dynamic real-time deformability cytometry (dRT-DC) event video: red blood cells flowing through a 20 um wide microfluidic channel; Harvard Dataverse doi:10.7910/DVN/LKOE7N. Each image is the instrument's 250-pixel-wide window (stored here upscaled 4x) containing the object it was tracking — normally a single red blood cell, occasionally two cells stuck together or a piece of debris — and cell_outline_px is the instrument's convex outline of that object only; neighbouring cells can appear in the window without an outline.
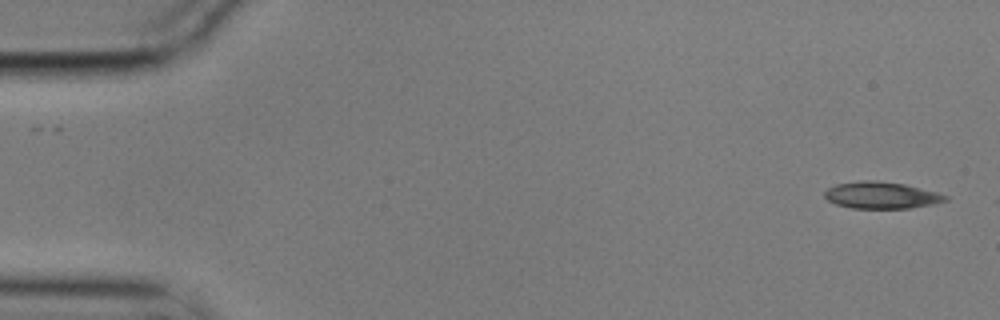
{"species": "common noctule bat (a hibernating species)", "species_latin": "Nyctalus noctula", "temperature_condition": "cold", "stored_images_in_passage": 15, "camera_frame_rate_fps": 3000, "um_per_image_px": 0.085, "animal": {"sex": "male", "body_mass_g": 17.9}, "frame": {"image": 1, "passage_image": 1, "time_ms": 0.0, "image_size_px": [1000, 320], "cell_outline_px": [[948, 200], [932, 204], [908, 208], [852, 208], [836, 204], [828, 200], [824, 196], [824, 192], [828, 188], [836, 184], [856, 180], [876, 180], [904, 184], [936, 192], [948, 196]], "centroid_in_image_um": [74.88, 16.58], "position_along_channel_um": 10.1, "area_um2": 18.79}}
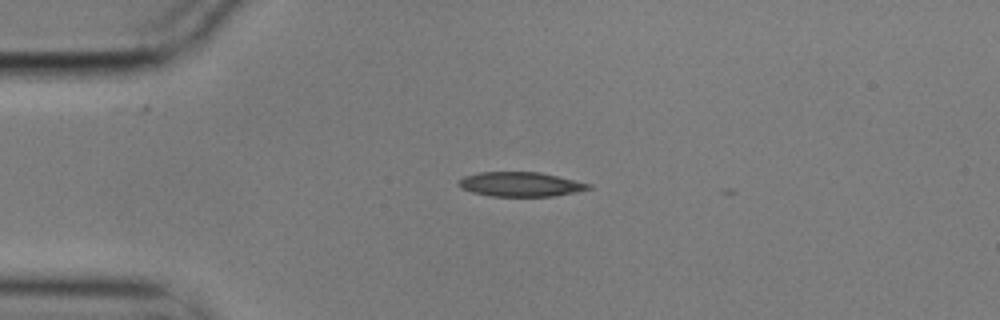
{"frame": {"image": 2, "passage_image": 12, "time_ms": 3.667, "image_size_px": [1000, 320], "cell_outline_px": [[592, 188], [576, 192], [552, 196], [492, 196], [472, 192], [460, 188], [456, 184], [464, 176], [480, 172], [540, 172], [592, 184]], "centroid_in_image_um": [44.23, 15.66], "position_along_channel_um": 40.8, "area_um2": 18.5}}